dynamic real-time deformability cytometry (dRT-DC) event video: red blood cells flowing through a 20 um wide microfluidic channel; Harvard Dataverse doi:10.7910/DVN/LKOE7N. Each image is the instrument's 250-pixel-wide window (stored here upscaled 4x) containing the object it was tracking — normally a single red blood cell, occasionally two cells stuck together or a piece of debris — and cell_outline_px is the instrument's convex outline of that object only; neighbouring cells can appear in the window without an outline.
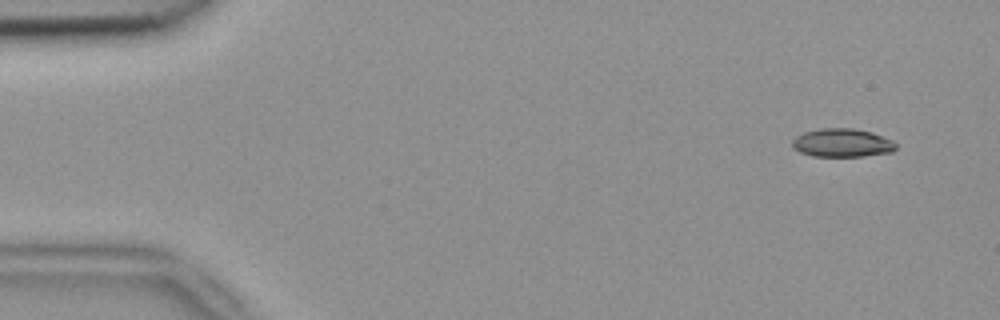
{"species": "common noctule bat (a hibernating species)", "species_latin": "Nyctalus noctula", "temperature_condition": "room temperature", "stored_images_in_passage": 4, "camera_frame_rate_fps": 3000, "um_per_image_px": 0.085, "animal": {"sex": "female", "body_mass_g": 18.4}, "frame": {"image": 1, "passage_image": 1, "time_ms": 0.0, "image_size_px": [1000, 320], "cell_outline_px": [[896, 148], [892, 152], [864, 156], [812, 156], [800, 152], [792, 144], [792, 140], [796, 136], [804, 132], [820, 128], [852, 128], [872, 132], [892, 140], [896, 144]], "centroid_in_image_um": [71.59, 12.14], "position_along_channel_um": 13.4, "area_um2": 17.11}}
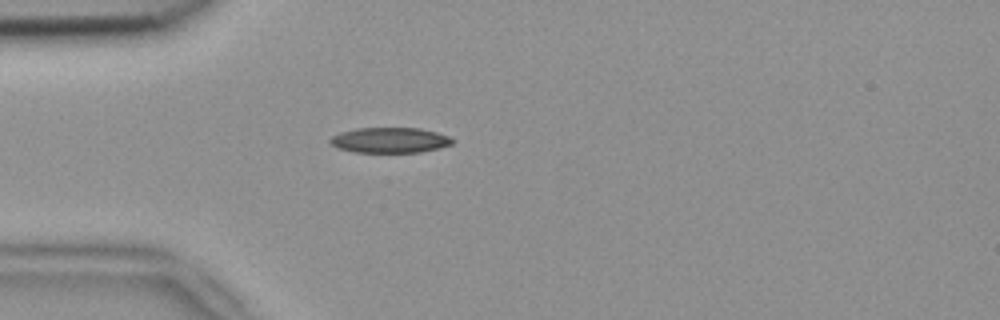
{"frame": {"image": 2, "passage_image": 4, "time_ms": 1.0, "image_size_px": [1000, 320], "cell_outline_px": [[456, 140], [452, 144], [440, 148], [420, 152], [352, 152], [336, 148], [328, 140], [332, 136], [340, 132], [356, 128], [420, 128], [436, 132], [448, 136]], "centroid_in_image_um": [33.13, 11.91], "position_along_channel_um": 51.9, "area_um2": 18.21}}